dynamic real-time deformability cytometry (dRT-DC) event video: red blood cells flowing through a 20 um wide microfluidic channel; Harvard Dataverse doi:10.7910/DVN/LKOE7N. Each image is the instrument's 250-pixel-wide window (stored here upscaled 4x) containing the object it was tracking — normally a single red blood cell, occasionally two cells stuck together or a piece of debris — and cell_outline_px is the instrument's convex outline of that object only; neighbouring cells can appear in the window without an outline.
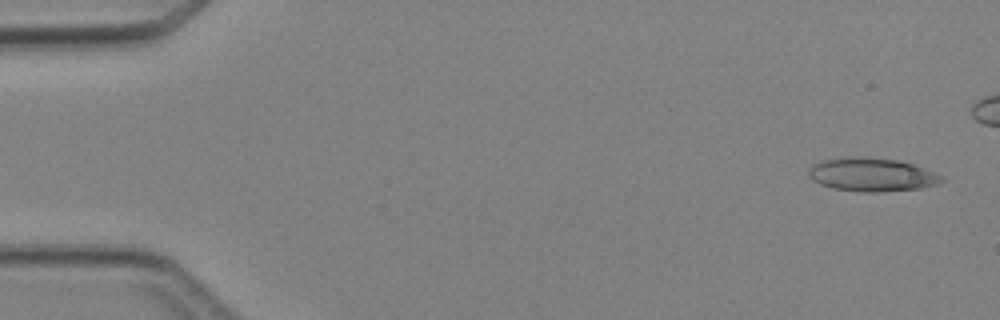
{"species": "Egyptian fruit bat (a non-hibernating species)", "species_latin": "Rousettus aegyptiacus", "temperature_condition": "cold", "stored_images_in_passage": 5, "camera_frame_rate_fps": 3000, "um_per_image_px": 0.085, "animal": {"sex": "female"}, "frame": {"image": 1, "passage_image": 1, "time_ms": 0.0, "image_size_px": [1000, 320], "cell_outline_px": [[944, 180], [936, 184], [920, 188], [876, 192], [864, 192], [832, 188], [820, 184], [812, 180], [808, 176], [808, 168], [812, 164], [824, 160], [852, 156], [864, 156], [896, 160], [912, 164], [924, 168], [940, 176]], "centroid_in_image_um": [74.03, 14.84], "position_along_channel_um": 11.0, "area_um2": 25.78}}